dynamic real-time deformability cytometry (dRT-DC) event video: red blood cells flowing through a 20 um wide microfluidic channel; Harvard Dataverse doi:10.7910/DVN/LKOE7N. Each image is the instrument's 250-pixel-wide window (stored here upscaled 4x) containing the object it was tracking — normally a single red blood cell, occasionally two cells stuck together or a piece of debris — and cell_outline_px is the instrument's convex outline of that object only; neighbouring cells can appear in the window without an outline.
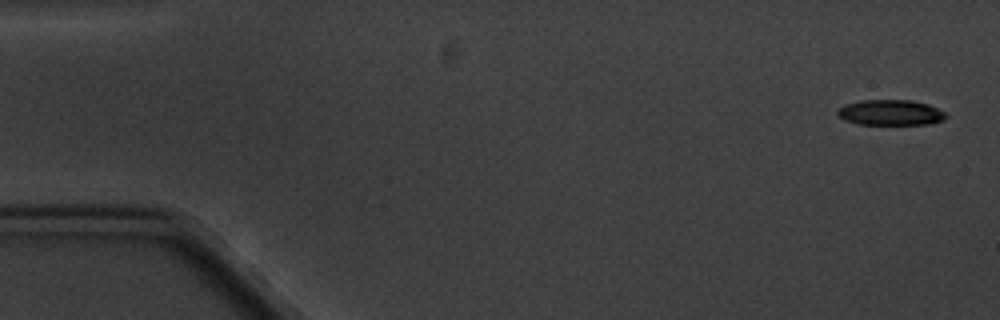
{"species": "common noctule bat (a hibernating species)", "species_latin": "Nyctalus noctula", "temperature_condition": "cold", "stored_images_in_passage": 6, "camera_frame_rate_fps": 3000, "um_per_image_px": 0.085, "animal": {"sex": "male", "body_mass_g": 20.1, "forearm_length_mm": 53.5}, "frame": {"image": 1, "passage_image": 1, "time_ms": 0.0, "image_size_px": [1000, 320], "cell_outline_px": [[948, 116], [944, 120], [932, 124], [856, 124], [844, 120], [836, 112], [844, 104], [860, 100], [912, 100], [928, 104], [944, 112]], "centroid_in_image_um": [75.7, 9.57], "position_along_channel_um": 9.3, "area_um2": 16.18}}